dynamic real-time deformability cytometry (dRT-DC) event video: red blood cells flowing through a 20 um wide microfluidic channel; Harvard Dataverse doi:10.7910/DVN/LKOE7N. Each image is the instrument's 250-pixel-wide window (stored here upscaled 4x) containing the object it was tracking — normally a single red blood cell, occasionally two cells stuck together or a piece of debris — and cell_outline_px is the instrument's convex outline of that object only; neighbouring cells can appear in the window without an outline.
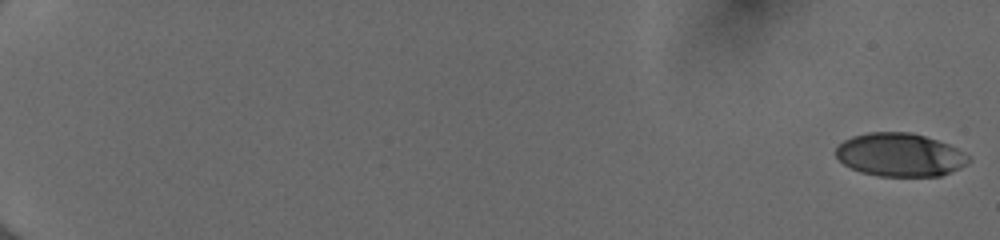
{"species": "human", "species_latin": "Homo sapiens", "temperature_condition": "cold", "stored_images_in_passage": 54, "camera_frame_rate_fps": 3000, "um_per_image_px": 0.085, "donor": {"sex": "female"}, "frame": {"image": 1, "passage_image": 1, "time_ms": 0.0, "image_size_px": [1000, 240], "cell_outline_px": [[972, 160], [968, 164], [960, 168], [940, 176], [876, 176], [860, 172], [844, 164], [836, 156], [836, 148], [844, 140], [852, 136], [868, 132], [912, 132], [948, 144], [964, 152]], "centroid_in_image_um": [76.5, 13.16], "position_along_channel_um": 8.5, "area_um2": 33.52}}
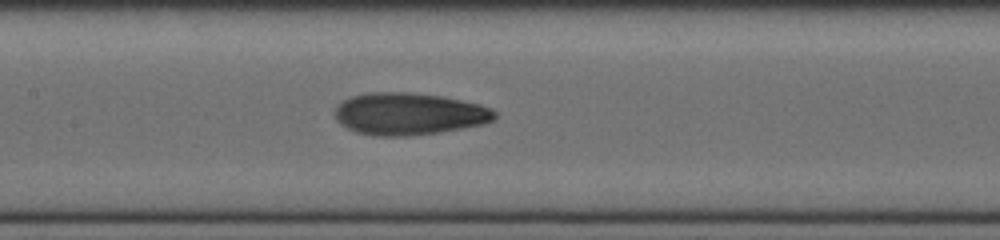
{"frame": {"image": 2, "passage_image": 30, "time_ms": 9.667, "image_size_px": [1000, 240], "cell_outline_px": [[496, 116], [492, 120], [484, 124], [440, 132], [408, 136], [380, 136], [356, 132], [340, 124], [336, 120], [336, 104], [352, 96], [368, 92], [412, 92], [440, 96], [480, 104], [492, 108], [496, 112]], "centroid_in_image_um": [34.76, 9.67], "position_along_channel_um": 172.6, "area_um2": 39.25}}
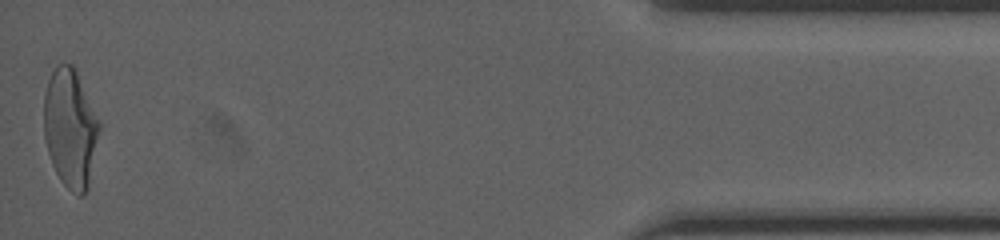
{"frame": {"image": 3, "passage_image": 54, "time_ms": 17.667, "image_size_px": [1000, 240], "cell_outline_px": [[100, 128], [88, 188], [84, 196], [80, 196], [72, 192], [60, 180], [52, 164], [48, 152], [44, 136], [44, 92], [48, 80], [56, 64], [72, 64], [100, 120]], "centroid_in_image_um": [5.97, 10.91], "position_along_channel_um": 429.2, "area_um2": 38.26}, "authors_computed_cell_mechanics": {"area_um2": 36.6163, "velocity_mm_per_s": 4.0521, "shape_relaxation_time_tau1_ms": 5.612, "shape_relaxation_time_tau2_ms": 1.8622, "deformation_change_tau1": 0.2113, "deformation_change_tau2": 0.0865}}